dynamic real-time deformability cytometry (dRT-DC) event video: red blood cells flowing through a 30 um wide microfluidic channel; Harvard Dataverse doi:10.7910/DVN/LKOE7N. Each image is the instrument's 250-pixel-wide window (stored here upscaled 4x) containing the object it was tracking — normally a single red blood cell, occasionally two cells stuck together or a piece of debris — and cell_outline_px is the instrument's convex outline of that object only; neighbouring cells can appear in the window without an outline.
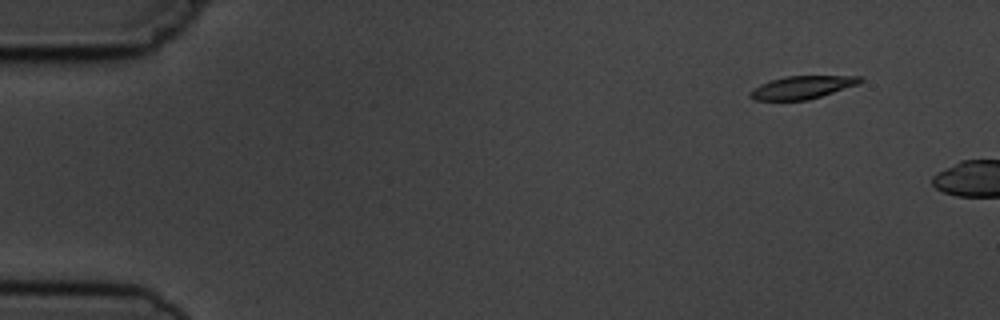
{"species": "common noctule bat (a hibernating species)", "species_latin": "Nyctalus noctula", "temperature_condition": "cold", "stored_images_in_passage": 3, "camera_frame_rate_fps": 3000, "um_per_image_px": 0.085, "animal": {"sex": "male", "body_mass_g": 19.5, "forearm_length_mm": 54.6}, "frame": {"image": 1, "passage_image": 1, "time_ms": 0.0, "image_size_px": [1000, 320], "cell_outline_px": [[864, 80], [856, 84], [808, 100], [752, 100], [748, 96], [748, 92], [760, 84], [784, 76], [860, 76]], "centroid_in_image_um": [68.1, 7.43], "position_along_channel_um": 16.9, "area_um2": 14.45}}